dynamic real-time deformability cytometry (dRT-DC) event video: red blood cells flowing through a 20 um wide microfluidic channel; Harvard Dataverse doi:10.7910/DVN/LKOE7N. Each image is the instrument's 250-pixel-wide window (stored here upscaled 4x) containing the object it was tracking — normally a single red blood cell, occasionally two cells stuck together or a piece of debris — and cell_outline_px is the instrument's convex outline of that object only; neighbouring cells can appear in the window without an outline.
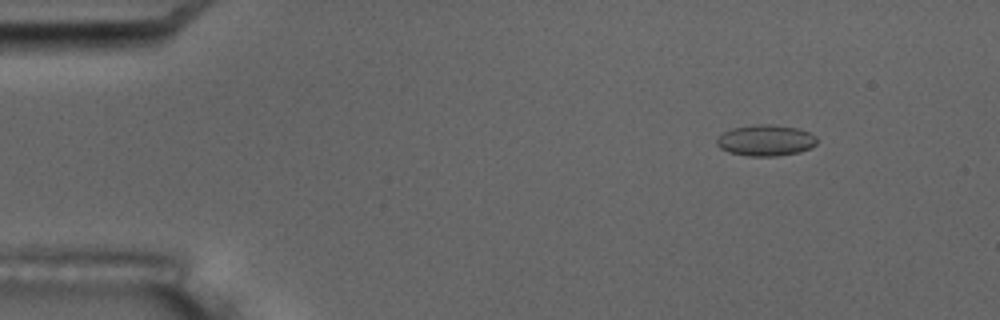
{"species": "common noctule bat (a hibernating species)", "species_latin": "Nyctalus noctula", "temperature_condition": "room temperature", "stored_images_in_passage": 5, "camera_frame_rate_fps": 3000, "um_per_image_px": 0.085, "animal": {"sex": "male", "body_mass_g": 17.5, "forearm_length_mm": 52.3}, "frame": {"image": 1, "passage_image": 2, "time_ms": 1.333, "image_size_px": [1000, 320], "cell_outline_px": [[816, 144], [800, 152], [776, 156], [748, 156], [728, 152], [720, 148], [716, 144], [716, 140], [724, 132], [732, 128], [756, 124], [772, 124], [796, 128], [808, 132], [816, 136]], "centroid_in_image_um": [65.06, 11.93], "position_along_channel_um": 19.9, "area_um2": 18.09}}